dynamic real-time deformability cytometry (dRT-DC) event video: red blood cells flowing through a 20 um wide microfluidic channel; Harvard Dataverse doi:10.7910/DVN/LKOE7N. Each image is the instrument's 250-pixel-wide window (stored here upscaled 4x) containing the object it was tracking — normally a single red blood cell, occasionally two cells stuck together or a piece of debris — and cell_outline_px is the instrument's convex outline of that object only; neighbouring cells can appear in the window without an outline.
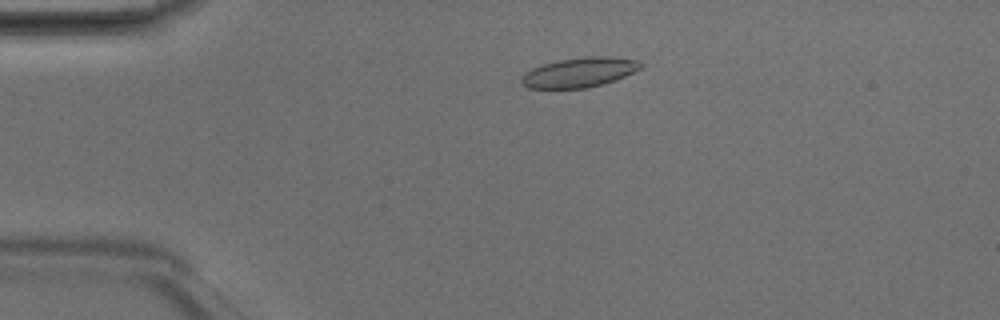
{"species": "Egyptian fruit bat (a non-hibernating species)", "species_latin": "Rousettus aegyptiacus", "temperature_condition": "room temperature", "stored_images_in_passage": 4, "camera_frame_rate_fps": 3000, "um_per_image_px": 0.085, "animal": {"sex": "male"}, "frame": {"image": 1, "passage_image": 3, "time_ms": 0.667, "image_size_px": [1000, 320], "cell_outline_px": [[644, 64], [640, 68], [624, 76], [588, 88], [528, 88], [520, 84], [520, 80], [532, 68], [544, 64], [560, 60], [584, 56], [612, 56], [640, 60]], "centroid_in_image_um": [49.27, 6.14], "position_along_channel_um": 35.7, "area_um2": 20.46}}